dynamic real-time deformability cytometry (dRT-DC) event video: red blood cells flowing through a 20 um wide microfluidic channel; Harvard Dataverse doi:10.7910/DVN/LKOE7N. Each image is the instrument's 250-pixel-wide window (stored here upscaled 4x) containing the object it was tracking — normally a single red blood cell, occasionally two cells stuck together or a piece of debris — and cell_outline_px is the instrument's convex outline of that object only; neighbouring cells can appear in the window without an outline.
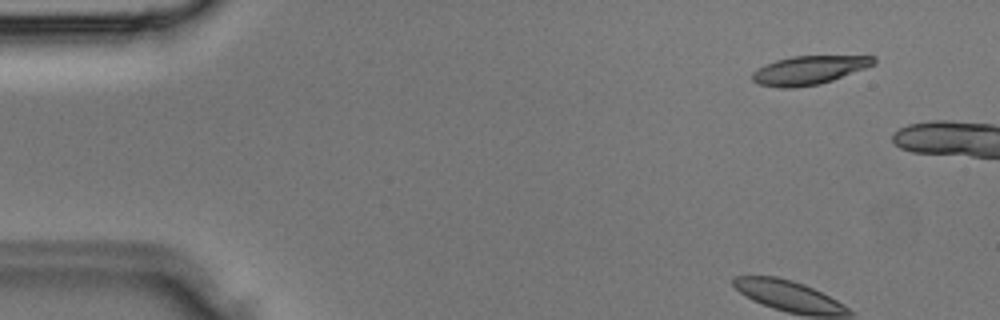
{"species": "Egyptian fruit bat (a non-hibernating species)", "species_latin": "Rousettus aegyptiacus", "temperature_condition": "room temperature", "stored_images_in_passage": 35, "camera_frame_rate_fps": 3000, "um_per_image_px": 0.085, "animal": {"sex": "male"}, "frame": {"image": 1, "passage_image": 1, "time_ms": 0.0, "image_size_px": [1000, 320], "cell_outline_px": [[876, 64], [832, 80], [820, 84], [796, 88], [780, 88], [760, 84], [752, 80], [752, 72], [764, 64], [776, 60], [792, 56], [876, 56]], "centroid_in_image_um": [68.75, 5.96], "position_along_channel_um": 16.2, "area_um2": 20.29}}